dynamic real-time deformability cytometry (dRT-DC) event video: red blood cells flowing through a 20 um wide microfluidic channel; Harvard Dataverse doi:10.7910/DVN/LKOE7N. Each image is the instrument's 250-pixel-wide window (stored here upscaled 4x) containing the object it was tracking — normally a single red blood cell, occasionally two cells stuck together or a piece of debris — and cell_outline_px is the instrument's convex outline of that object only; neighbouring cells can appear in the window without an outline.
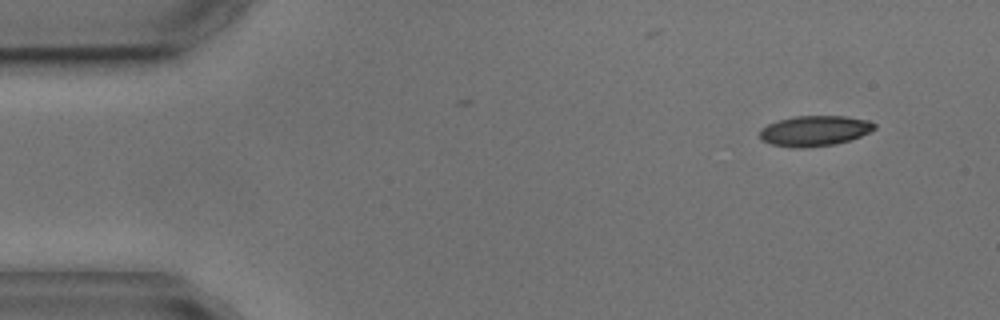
{"species": "common noctule bat (a hibernating species)", "species_latin": "Nyctalus noctula", "temperature_condition": "cold", "stored_images_in_passage": 5, "segment_of_instrument_passage": [1, 2], "camera_frame_rate_fps": 3000, "um_per_image_px": 0.085, "animal": {"sex": "male", "body_mass_g": 17.9, "forearm_length_mm": 54.2}, "frame": {"image": 1, "passage_image": 1, "time_ms": 0.0, "image_size_px": [1000, 320], "cell_outline_px": [[876, 128], [860, 136], [836, 144], [804, 148], [796, 148], [772, 144], [760, 140], [760, 128], [776, 120], [796, 116], [848, 116], [868, 120], [876, 124]], "centroid_in_image_um": [69.22, 11.11], "position_along_channel_um": 15.8, "area_um2": 20.4}}